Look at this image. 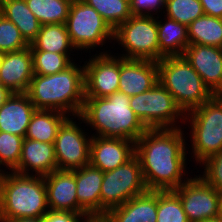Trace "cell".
Here are the masks:
<instances>
[{
	"mask_svg": "<svg viewBox=\"0 0 222 222\" xmlns=\"http://www.w3.org/2000/svg\"><path fill=\"white\" fill-rule=\"evenodd\" d=\"M184 128L147 129L135 142V156L148 190H175L189 179Z\"/></svg>",
	"mask_w": 222,
	"mask_h": 222,
	"instance_id": "obj_1",
	"label": "cell"
},
{
	"mask_svg": "<svg viewBox=\"0 0 222 222\" xmlns=\"http://www.w3.org/2000/svg\"><path fill=\"white\" fill-rule=\"evenodd\" d=\"M26 94L37 110L79 116L85 100L84 66L74 61L59 73L34 74Z\"/></svg>",
	"mask_w": 222,
	"mask_h": 222,
	"instance_id": "obj_2",
	"label": "cell"
},
{
	"mask_svg": "<svg viewBox=\"0 0 222 222\" xmlns=\"http://www.w3.org/2000/svg\"><path fill=\"white\" fill-rule=\"evenodd\" d=\"M129 101L130 97L120 91L107 97H85L79 116L86 126L96 130L92 136L136 142L147 128L133 112Z\"/></svg>",
	"mask_w": 222,
	"mask_h": 222,
	"instance_id": "obj_3",
	"label": "cell"
},
{
	"mask_svg": "<svg viewBox=\"0 0 222 222\" xmlns=\"http://www.w3.org/2000/svg\"><path fill=\"white\" fill-rule=\"evenodd\" d=\"M48 211L44 176L0 173V221L42 218Z\"/></svg>",
	"mask_w": 222,
	"mask_h": 222,
	"instance_id": "obj_4",
	"label": "cell"
},
{
	"mask_svg": "<svg viewBox=\"0 0 222 222\" xmlns=\"http://www.w3.org/2000/svg\"><path fill=\"white\" fill-rule=\"evenodd\" d=\"M158 81L185 114L214 96L184 56H168L159 60Z\"/></svg>",
	"mask_w": 222,
	"mask_h": 222,
	"instance_id": "obj_5",
	"label": "cell"
},
{
	"mask_svg": "<svg viewBox=\"0 0 222 222\" xmlns=\"http://www.w3.org/2000/svg\"><path fill=\"white\" fill-rule=\"evenodd\" d=\"M187 122L192 150L188 154H193L191 159L194 157L197 165L222 151V95H214L186 113L185 126Z\"/></svg>",
	"mask_w": 222,
	"mask_h": 222,
	"instance_id": "obj_6",
	"label": "cell"
},
{
	"mask_svg": "<svg viewBox=\"0 0 222 222\" xmlns=\"http://www.w3.org/2000/svg\"><path fill=\"white\" fill-rule=\"evenodd\" d=\"M129 102L147 129H174L185 124L186 114L159 81L151 89L131 96Z\"/></svg>",
	"mask_w": 222,
	"mask_h": 222,
	"instance_id": "obj_7",
	"label": "cell"
},
{
	"mask_svg": "<svg viewBox=\"0 0 222 222\" xmlns=\"http://www.w3.org/2000/svg\"><path fill=\"white\" fill-rule=\"evenodd\" d=\"M65 24L71 44L77 51L88 53L89 50L91 53L92 49L94 51L97 47L105 46L109 40L110 43L114 41V30L93 7L82 0L71 2Z\"/></svg>",
	"mask_w": 222,
	"mask_h": 222,
	"instance_id": "obj_8",
	"label": "cell"
},
{
	"mask_svg": "<svg viewBox=\"0 0 222 222\" xmlns=\"http://www.w3.org/2000/svg\"><path fill=\"white\" fill-rule=\"evenodd\" d=\"M114 42L124 51L117 56L158 62L157 16H131L114 30Z\"/></svg>",
	"mask_w": 222,
	"mask_h": 222,
	"instance_id": "obj_9",
	"label": "cell"
},
{
	"mask_svg": "<svg viewBox=\"0 0 222 222\" xmlns=\"http://www.w3.org/2000/svg\"><path fill=\"white\" fill-rule=\"evenodd\" d=\"M147 190L139 159L134 155L125 164L104 172L100 193L101 217Z\"/></svg>",
	"mask_w": 222,
	"mask_h": 222,
	"instance_id": "obj_10",
	"label": "cell"
},
{
	"mask_svg": "<svg viewBox=\"0 0 222 222\" xmlns=\"http://www.w3.org/2000/svg\"><path fill=\"white\" fill-rule=\"evenodd\" d=\"M82 123L80 116H69L58 129L54 142L57 170L71 171L89 164L92 135L81 128Z\"/></svg>",
	"mask_w": 222,
	"mask_h": 222,
	"instance_id": "obj_11",
	"label": "cell"
},
{
	"mask_svg": "<svg viewBox=\"0 0 222 222\" xmlns=\"http://www.w3.org/2000/svg\"><path fill=\"white\" fill-rule=\"evenodd\" d=\"M173 190L180 198L189 222H204L219 216L222 193L199 175Z\"/></svg>",
	"mask_w": 222,
	"mask_h": 222,
	"instance_id": "obj_12",
	"label": "cell"
},
{
	"mask_svg": "<svg viewBox=\"0 0 222 222\" xmlns=\"http://www.w3.org/2000/svg\"><path fill=\"white\" fill-rule=\"evenodd\" d=\"M109 51H96L84 62L85 97H107L118 91L120 56Z\"/></svg>",
	"mask_w": 222,
	"mask_h": 222,
	"instance_id": "obj_13",
	"label": "cell"
},
{
	"mask_svg": "<svg viewBox=\"0 0 222 222\" xmlns=\"http://www.w3.org/2000/svg\"><path fill=\"white\" fill-rule=\"evenodd\" d=\"M135 155V142L123 138L92 136L89 164L102 172L114 170Z\"/></svg>",
	"mask_w": 222,
	"mask_h": 222,
	"instance_id": "obj_14",
	"label": "cell"
},
{
	"mask_svg": "<svg viewBox=\"0 0 222 222\" xmlns=\"http://www.w3.org/2000/svg\"><path fill=\"white\" fill-rule=\"evenodd\" d=\"M183 56L214 95H222V52L220 47L188 45Z\"/></svg>",
	"mask_w": 222,
	"mask_h": 222,
	"instance_id": "obj_15",
	"label": "cell"
},
{
	"mask_svg": "<svg viewBox=\"0 0 222 222\" xmlns=\"http://www.w3.org/2000/svg\"><path fill=\"white\" fill-rule=\"evenodd\" d=\"M158 82V62L120 57L118 91L131 97L151 89Z\"/></svg>",
	"mask_w": 222,
	"mask_h": 222,
	"instance_id": "obj_16",
	"label": "cell"
},
{
	"mask_svg": "<svg viewBox=\"0 0 222 222\" xmlns=\"http://www.w3.org/2000/svg\"><path fill=\"white\" fill-rule=\"evenodd\" d=\"M104 172L85 165L75 169L78 213L84 218L101 217V185Z\"/></svg>",
	"mask_w": 222,
	"mask_h": 222,
	"instance_id": "obj_17",
	"label": "cell"
},
{
	"mask_svg": "<svg viewBox=\"0 0 222 222\" xmlns=\"http://www.w3.org/2000/svg\"><path fill=\"white\" fill-rule=\"evenodd\" d=\"M33 55L30 46L6 52L0 66V84L12 93H26L33 78Z\"/></svg>",
	"mask_w": 222,
	"mask_h": 222,
	"instance_id": "obj_18",
	"label": "cell"
},
{
	"mask_svg": "<svg viewBox=\"0 0 222 222\" xmlns=\"http://www.w3.org/2000/svg\"><path fill=\"white\" fill-rule=\"evenodd\" d=\"M44 180L49 210L78 213L75 170H56Z\"/></svg>",
	"mask_w": 222,
	"mask_h": 222,
	"instance_id": "obj_19",
	"label": "cell"
},
{
	"mask_svg": "<svg viewBox=\"0 0 222 222\" xmlns=\"http://www.w3.org/2000/svg\"><path fill=\"white\" fill-rule=\"evenodd\" d=\"M56 170L54 143L24 138L19 164L13 171L23 175L46 176Z\"/></svg>",
	"mask_w": 222,
	"mask_h": 222,
	"instance_id": "obj_20",
	"label": "cell"
},
{
	"mask_svg": "<svg viewBox=\"0 0 222 222\" xmlns=\"http://www.w3.org/2000/svg\"><path fill=\"white\" fill-rule=\"evenodd\" d=\"M36 110L26 93H13L0 107V131L25 138Z\"/></svg>",
	"mask_w": 222,
	"mask_h": 222,
	"instance_id": "obj_21",
	"label": "cell"
},
{
	"mask_svg": "<svg viewBox=\"0 0 222 222\" xmlns=\"http://www.w3.org/2000/svg\"><path fill=\"white\" fill-rule=\"evenodd\" d=\"M108 222H157V191L147 190L105 216Z\"/></svg>",
	"mask_w": 222,
	"mask_h": 222,
	"instance_id": "obj_22",
	"label": "cell"
},
{
	"mask_svg": "<svg viewBox=\"0 0 222 222\" xmlns=\"http://www.w3.org/2000/svg\"><path fill=\"white\" fill-rule=\"evenodd\" d=\"M159 18L160 15L157 16L159 60L168 56H183L189 45L187 26L165 15L164 19Z\"/></svg>",
	"mask_w": 222,
	"mask_h": 222,
	"instance_id": "obj_23",
	"label": "cell"
},
{
	"mask_svg": "<svg viewBox=\"0 0 222 222\" xmlns=\"http://www.w3.org/2000/svg\"><path fill=\"white\" fill-rule=\"evenodd\" d=\"M0 14L16 25L29 45L36 39L41 24L25 0H0Z\"/></svg>",
	"mask_w": 222,
	"mask_h": 222,
	"instance_id": "obj_24",
	"label": "cell"
},
{
	"mask_svg": "<svg viewBox=\"0 0 222 222\" xmlns=\"http://www.w3.org/2000/svg\"><path fill=\"white\" fill-rule=\"evenodd\" d=\"M69 116L55 110H36L28 125L25 138L54 143L58 129Z\"/></svg>",
	"mask_w": 222,
	"mask_h": 222,
	"instance_id": "obj_25",
	"label": "cell"
},
{
	"mask_svg": "<svg viewBox=\"0 0 222 222\" xmlns=\"http://www.w3.org/2000/svg\"><path fill=\"white\" fill-rule=\"evenodd\" d=\"M30 49L53 53H73L76 51L71 44L66 24L41 25L36 39L30 44Z\"/></svg>",
	"mask_w": 222,
	"mask_h": 222,
	"instance_id": "obj_26",
	"label": "cell"
},
{
	"mask_svg": "<svg viewBox=\"0 0 222 222\" xmlns=\"http://www.w3.org/2000/svg\"><path fill=\"white\" fill-rule=\"evenodd\" d=\"M187 28L189 45L222 46V18L204 14Z\"/></svg>",
	"mask_w": 222,
	"mask_h": 222,
	"instance_id": "obj_27",
	"label": "cell"
},
{
	"mask_svg": "<svg viewBox=\"0 0 222 222\" xmlns=\"http://www.w3.org/2000/svg\"><path fill=\"white\" fill-rule=\"evenodd\" d=\"M41 25L65 24L73 0H25Z\"/></svg>",
	"mask_w": 222,
	"mask_h": 222,
	"instance_id": "obj_28",
	"label": "cell"
},
{
	"mask_svg": "<svg viewBox=\"0 0 222 222\" xmlns=\"http://www.w3.org/2000/svg\"><path fill=\"white\" fill-rule=\"evenodd\" d=\"M93 7L108 25L115 30L132 15L129 0H82Z\"/></svg>",
	"mask_w": 222,
	"mask_h": 222,
	"instance_id": "obj_29",
	"label": "cell"
},
{
	"mask_svg": "<svg viewBox=\"0 0 222 222\" xmlns=\"http://www.w3.org/2000/svg\"><path fill=\"white\" fill-rule=\"evenodd\" d=\"M31 52L33 55V73L36 75L59 73L75 61L72 57L75 54L71 53H53L40 50H31Z\"/></svg>",
	"mask_w": 222,
	"mask_h": 222,
	"instance_id": "obj_30",
	"label": "cell"
},
{
	"mask_svg": "<svg viewBox=\"0 0 222 222\" xmlns=\"http://www.w3.org/2000/svg\"><path fill=\"white\" fill-rule=\"evenodd\" d=\"M157 222H189L179 196L173 191H157Z\"/></svg>",
	"mask_w": 222,
	"mask_h": 222,
	"instance_id": "obj_31",
	"label": "cell"
},
{
	"mask_svg": "<svg viewBox=\"0 0 222 222\" xmlns=\"http://www.w3.org/2000/svg\"><path fill=\"white\" fill-rule=\"evenodd\" d=\"M164 15L188 27L204 11L199 0H166Z\"/></svg>",
	"mask_w": 222,
	"mask_h": 222,
	"instance_id": "obj_32",
	"label": "cell"
},
{
	"mask_svg": "<svg viewBox=\"0 0 222 222\" xmlns=\"http://www.w3.org/2000/svg\"><path fill=\"white\" fill-rule=\"evenodd\" d=\"M23 140L24 137L0 131V168H4L0 173L18 166Z\"/></svg>",
	"mask_w": 222,
	"mask_h": 222,
	"instance_id": "obj_33",
	"label": "cell"
},
{
	"mask_svg": "<svg viewBox=\"0 0 222 222\" xmlns=\"http://www.w3.org/2000/svg\"><path fill=\"white\" fill-rule=\"evenodd\" d=\"M29 46L16 25L0 14V51L14 52Z\"/></svg>",
	"mask_w": 222,
	"mask_h": 222,
	"instance_id": "obj_34",
	"label": "cell"
},
{
	"mask_svg": "<svg viewBox=\"0 0 222 222\" xmlns=\"http://www.w3.org/2000/svg\"><path fill=\"white\" fill-rule=\"evenodd\" d=\"M204 168L199 176L209 185L222 193V151L200 164Z\"/></svg>",
	"mask_w": 222,
	"mask_h": 222,
	"instance_id": "obj_35",
	"label": "cell"
},
{
	"mask_svg": "<svg viewBox=\"0 0 222 222\" xmlns=\"http://www.w3.org/2000/svg\"><path fill=\"white\" fill-rule=\"evenodd\" d=\"M129 4L132 16L154 15L155 17V15L159 16L160 11H163L161 15L164 13L166 0H129Z\"/></svg>",
	"mask_w": 222,
	"mask_h": 222,
	"instance_id": "obj_36",
	"label": "cell"
},
{
	"mask_svg": "<svg viewBox=\"0 0 222 222\" xmlns=\"http://www.w3.org/2000/svg\"><path fill=\"white\" fill-rule=\"evenodd\" d=\"M83 220L79 213L51 210L42 217V222H82Z\"/></svg>",
	"mask_w": 222,
	"mask_h": 222,
	"instance_id": "obj_37",
	"label": "cell"
},
{
	"mask_svg": "<svg viewBox=\"0 0 222 222\" xmlns=\"http://www.w3.org/2000/svg\"><path fill=\"white\" fill-rule=\"evenodd\" d=\"M205 15L222 18V0H199Z\"/></svg>",
	"mask_w": 222,
	"mask_h": 222,
	"instance_id": "obj_38",
	"label": "cell"
},
{
	"mask_svg": "<svg viewBox=\"0 0 222 222\" xmlns=\"http://www.w3.org/2000/svg\"><path fill=\"white\" fill-rule=\"evenodd\" d=\"M13 93L0 84V107L11 97Z\"/></svg>",
	"mask_w": 222,
	"mask_h": 222,
	"instance_id": "obj_39",
	"label": "cell"
},
{
	"mask_svg": "<svg viewBox=\"0 0 222 222\" xmlns=\"http://www.w3.org/2000/svg\"><path fill=\"white\" fill-rule=\"evenodd\" d=\"M0 222H42V218H17L9 221H0Z\"/></svg>",
	"mask_w": 222,
	"mask_h": 222,
	"instance_id": "obj_40",
	"label": "cell"
},
{
	"mask_svg": "<svg viewBox=\"0 0 222 222\" xmlns=\"http://www.w3.org/2000/svg\"><path fill=\"white\" fill-rule=\"evenodd\" d=\"M82 222H108L105 217H89L84 219Z\"/></svg>",
	"mask_w": 222,
	"mask_h": 222,
	"instance_id": "obj_41",
	"label": "cell"
},
{
	"mask_svg": "<svg viewBox=\"0 0 222 222\" xmlns=\"http://www.w3.org/2000/svg\"><path fill=\"white\" fill-rule=\"evenodd\" d=\"M204 222H222V221L219 218H215V219L206 220Z\"/></svg>",
	"mask_w": 222,
	"mask_h": 222,
	"instance_id": "obj_42",
	"label": "cell"
},
{
	"mask_svg": "<svg viewBox=\"0 0 222 222\" xmlns=\"http://www.w3.org/2000/svg\"><path fill=\"white\" fill-rule=\"evenodd\" d=\"M5 53L0 51V66L2 65Z\"/></svg>",
	"mask_w": 222,
	"mask_h": 222,
	"instance_id": "obj_43",
	"label": "cell"
},
{
	"mask_svg": "<svg viewBox=\"0 0 222 222\" xmlns=\"http://www.w3.org/2000/svg\"><path fill=\"white\" fill-rule=\"evenodd\" d=\"M218 218L222 221V201H221V204H220V211H219Z\"/></svg>",
	"mask_w": 222,
	"mask_h": 222,
	"instance_id": "obj_44",
	"label": "cell"
}]
</instances>
